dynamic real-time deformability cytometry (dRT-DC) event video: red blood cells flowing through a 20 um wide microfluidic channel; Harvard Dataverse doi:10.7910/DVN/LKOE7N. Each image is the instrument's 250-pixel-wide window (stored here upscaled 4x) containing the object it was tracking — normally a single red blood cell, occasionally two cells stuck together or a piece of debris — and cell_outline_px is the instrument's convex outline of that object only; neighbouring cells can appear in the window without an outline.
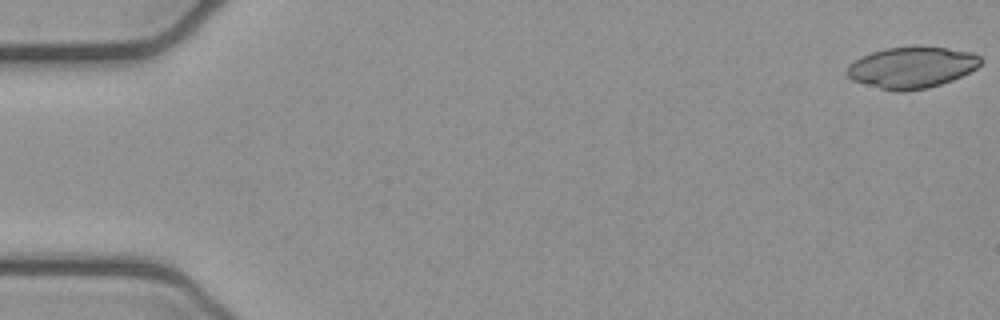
{"species": "common noctule bat (a hibernating species)", "species_latin": "Nyctalus noctula", "temperature_condition": "cold", "stored_images_in_passage": 12, "camera_frame_rate_fps": 3000, "um_per_image_px": 0.085, "animal": {"sex": "female", "body_mass_g": 21.9}, "frame": {"image": 1, "passage_image": 1, "time_ms": 0.0, "image_size_px": [1000, 320], "cell_outline_px": [[984, 60], [976, 68], [952, 80], [928, 88], [904, 92], [896, 92], [880, 88], [852, 80], [848, 76], [848, 64], [872, 52], [884, 48], [948, 48], [972, 52], [980, 56]], "centroid_in_image_um": [77.52, 5.75], "position_along_channel_um": 7.5, "area_um2": 31.62}}